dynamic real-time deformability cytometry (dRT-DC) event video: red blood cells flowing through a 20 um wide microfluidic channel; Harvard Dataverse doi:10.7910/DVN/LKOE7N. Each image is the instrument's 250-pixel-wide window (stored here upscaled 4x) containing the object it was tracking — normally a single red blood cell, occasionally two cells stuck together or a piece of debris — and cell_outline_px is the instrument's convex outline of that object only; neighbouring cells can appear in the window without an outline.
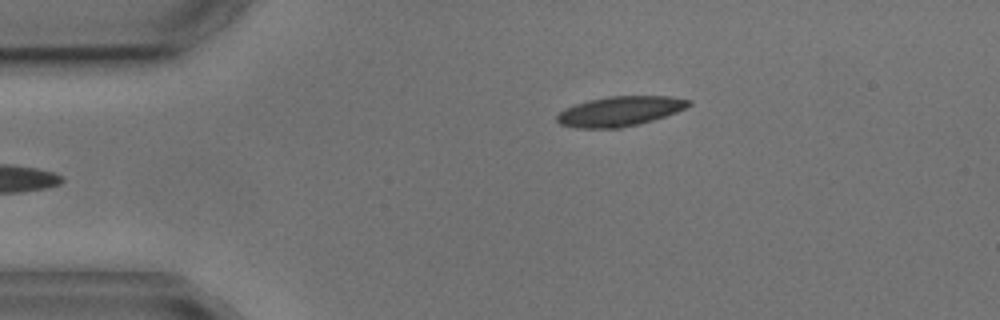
{"species": "common noctule bat (a hibernating species)", "species_latin": "Nyctalus noctula", "temperature_condition": "cold", "stored_images_in_passage": 3, "camera_frame_rate_fps": 3000, "um_per_image_px": 0.085, "animal": {"sex": "male", "body_mass_g": 17.9, "forearm_length_mm": 54.2}, "frame": {"image": 1, "passage_image": 3, "time_ms": 2.333, "image_size_px": [1000, 320], "cell_outline_px": [[692, 104], [676, 112], [652, 120], [620, 128], [576, 128], [560, 124], [556, 120], [556, 116], [564, 108], [588, 100], [608, 96], [672, 96], [692, 100]], "centroid_in_image_um": [52.68, 9.45], "position_along_channel_um": 32.3, "area_um2": 22.83}}